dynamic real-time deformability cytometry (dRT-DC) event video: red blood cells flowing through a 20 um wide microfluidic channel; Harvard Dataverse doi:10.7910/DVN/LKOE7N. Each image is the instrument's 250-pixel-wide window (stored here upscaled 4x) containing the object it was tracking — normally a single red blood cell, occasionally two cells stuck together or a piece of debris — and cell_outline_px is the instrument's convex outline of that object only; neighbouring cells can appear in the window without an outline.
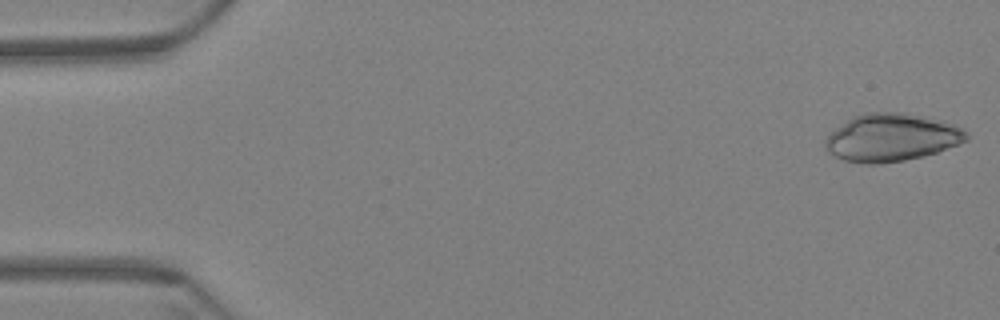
{"species": "Egyptian fruit bat (a non-hibernating species)", "species_latin": "Rousettus aegyptiacus", "temperature_condition": "warm", "stored_images_in_passage": 15, "camera_frame_rate_fps": 3000, "um_per_image_px": 0.085, "animal": {"sex": "female"}, "frame": {"image": 1, "passage_image": 1, "time_ms": 0.0, "image_size_px": [1000, 320], "cell_outline_px": [[968, 140], [936, 152], [924, 156], [904, 160], [880, 164], [868, 164], [844, 160], [832, 156], [828, 152], [824, 144], [824, 140], [836, 128], [848, 120], [864, 112], [904, 112], [952, 124], [968, 132]], "centroid_in_image_um": [75.75, 11.7], "position_along_channel_um": 9.3, "area_um2": 38.9}}